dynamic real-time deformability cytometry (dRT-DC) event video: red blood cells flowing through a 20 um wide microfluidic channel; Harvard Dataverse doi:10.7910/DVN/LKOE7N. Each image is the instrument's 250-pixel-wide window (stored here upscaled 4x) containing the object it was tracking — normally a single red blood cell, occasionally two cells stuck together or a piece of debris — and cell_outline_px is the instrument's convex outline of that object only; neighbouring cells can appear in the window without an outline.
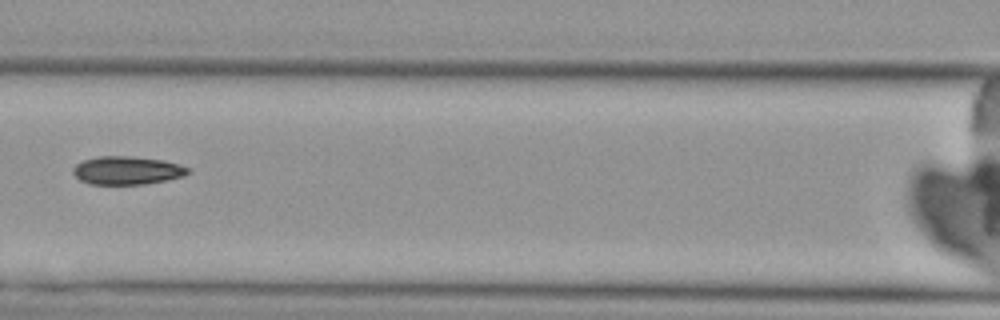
{"species": "Egyptian fruit bat (a non-hibernating species)", "species_latin": "Rousettus aegyptiacus", "temperature_condition": "cold", "stored_images_in_passage": 8, "camera_frame_rate_fps": 3000, "um_per_image_px": 0.085, "animal": {"sex": "female"}, "frame": {"image": 1, "passage_image": 5, "time_ms": 6.0, "image_size_px": [1000, 320], "cell_outline_px": [[192, 172], [184, 176], [168, 180], [144, 184], [88, 184], [80, 180], [72, 172], [72, 168], [76, 164], [84, 160], [100, 156], [132, 156], [164, 160], [180, 164], [192, 168]], "centroid_in_image_um": [10.86, 14.48], "position_along_channel_um": 155.7, "area_um2": 19.19}}
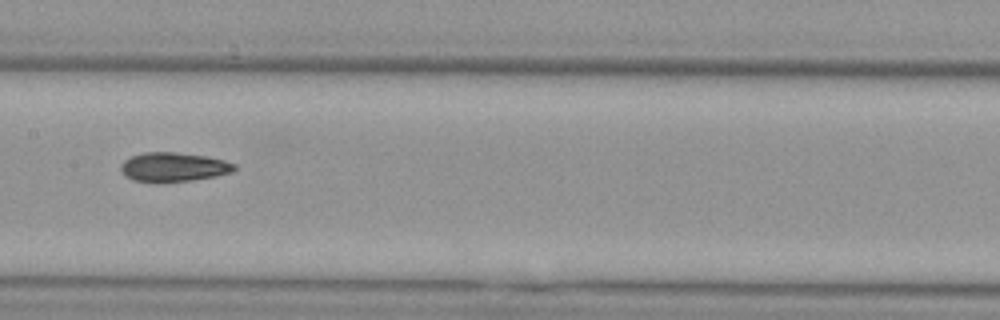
{"frame": {"image": 2, "passage_image": 6, "time_ms": 7.0, "image_size_px": [1000, 320], "cell_outline_px": [[236, 168], [232, 172], [216, 176], [192, 180], [132, 180], [124, 176], [120, 168], [120, 164], [124, 160], [132, 156], [144, 152], [176, 152], [204, 156], [224, 160], [236, 164]], "centroid_in_image_um": [14.75, 14.17], "position_along_channel_um": 192.6, "area_um2": 18.84}}
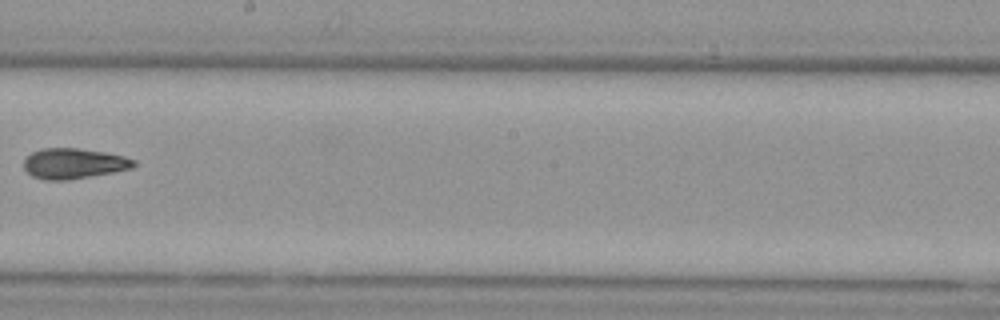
{"frame": {"image": 3, "passage_image": 7, "time_ms": 8.333, "image_size_px": [1000, 320], "cell_outline_px": [[136, 164], [132, 168], [112, 172], [68, 180], [44, 180], [32, 176], [24, 168], [24, 160], [32, 152], [40, 148], [76, 148], [104, 152], [124, 156], [136, 160]], "centroid_in_image_um": [6.26, 13.89], "position_along_channel_um": 241.9, "area_um2": 19.42}}